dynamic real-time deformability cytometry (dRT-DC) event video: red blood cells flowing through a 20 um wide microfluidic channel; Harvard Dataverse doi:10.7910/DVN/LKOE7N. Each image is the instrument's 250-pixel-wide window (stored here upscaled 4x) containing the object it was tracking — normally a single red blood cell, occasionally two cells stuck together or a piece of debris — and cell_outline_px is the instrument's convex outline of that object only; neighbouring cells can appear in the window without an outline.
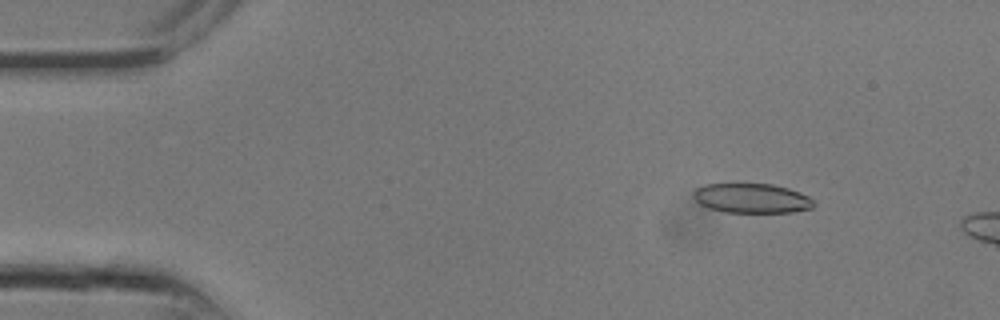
{"species": "common noctule bat (a hibernating species)", "species_latin": "Nyctalus noctula", "temperature_condition": "room temperature", "stored_images_in_passage": 7, "camera_frame_rate_fps": 3000, "um_per_image_px": 0.085, "animal": {"sex": "male", "body_mass_g": 13.3}, "frame": {"image": 1, "passage_image": 4, "time_ms": 1.0, "image_size_px": [1000, 320], "cell_outline_px": [[816, 204], [812, 208], [792, 212], [724, 212], [708, 208], [700, 204], [692, 196], [692, 192], [696, 188], [704, 184], [772, 184], [788, 188], [800, 192], [808, 196]], "centroid_in_image_um": [63.88, 16.85], "position_along_channel_um": 21.1, "area_um2": 20.81}}